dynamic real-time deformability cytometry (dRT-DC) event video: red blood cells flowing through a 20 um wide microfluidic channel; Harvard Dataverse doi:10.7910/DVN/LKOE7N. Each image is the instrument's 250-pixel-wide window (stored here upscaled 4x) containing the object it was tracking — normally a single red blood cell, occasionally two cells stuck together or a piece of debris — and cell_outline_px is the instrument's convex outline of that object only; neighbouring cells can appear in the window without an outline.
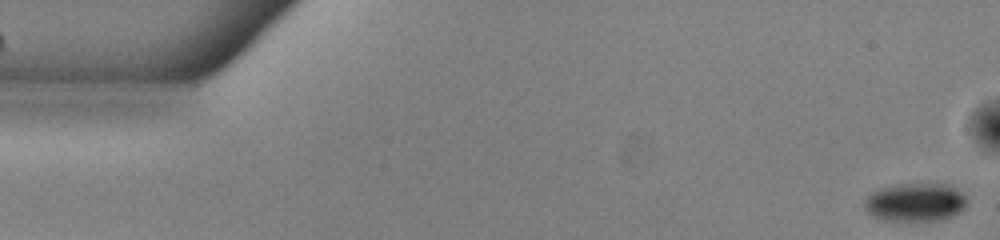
{"species": "common noctule bat (a hibernating species)", "species_latin": "Nyctalus noctula", "temperature_condition": "warm", "stored_images_in_passage": 53, "camera_frame_rate_fps": 3000, "um_per_image_px": 0.085, "animal": {"sex": "male", "body_mass_g": 13.0, "forearm_length_mm": 53.1}, "frame": {"image": 1, "passage_image": 1, "time_ms": 0.0, "image_size_px": [1000, 240], "cell_outline_px": [[968, 200], [964, 208], [960, 212], [944, 220], [916, 224], [880, 220], [872, 216], [864, 208], [864, 200], [872, 192], [880, 188], [900, 184], [952, 184]], "centroid_in_image_um": [77.8, 17.26], "position_along_channel_um": 7.2, "area_um2": 23.93}}
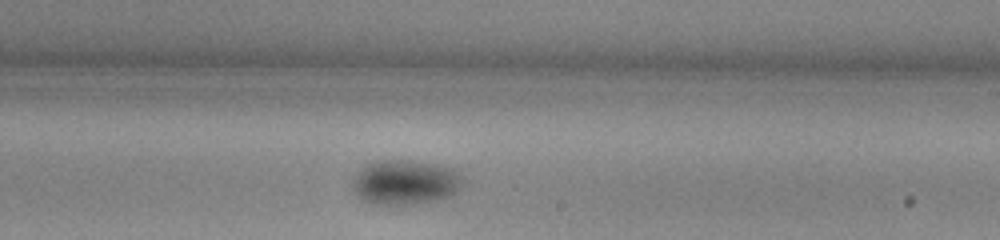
{"frame": {"image": 2, "passage_image": 31, "time_ms": 10.0, "image_size_px": [1000, 240], "cell_outline_px": [[464, 184], [460, 188], [448, 196], [440, 200], [412, 204], [372, 204], [364, 200], [352, 192], [352, 180], [356, 172], [364, 164], [376, 160], [412, 160], [436, 164], [452, 168], [460, 172], [464, 180]], "centroid_in_image_um": [34.42, 15.48], "position_along_channel_um": 254.6, "area_um2": 29.3}}
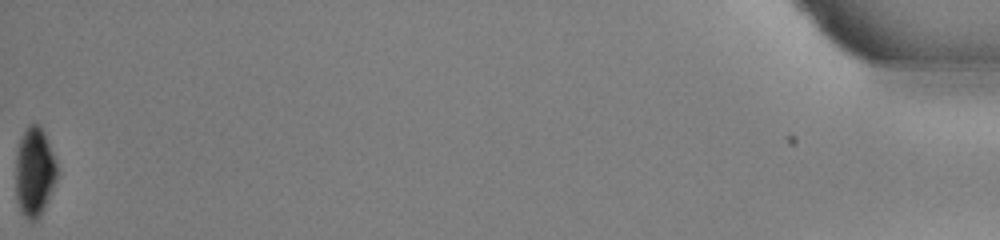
{"frame": {"image": 3, "passage_image": 53, "time_ms": 17.333, "image_size_px": [1000, 240], "cell_outline_px": [[56, 180], [44, 208], [40, 216], [36, 220], [28, 220], [20, 212], [16, 200], [16, 156], [20, 140], [28, 124], [40, 124], [44, 132], [56, 160]], "centroid_in_image_um": [2.92, 14.63], "position_along_channel_um": 432.3, "area_um2": 21.39}, "authors_computed_cell_mechanics": {"area_um2": 26.4146, "velocity_mm_per_s": 3.8949, "shape_relaxation_time_tau1_ms": 6.0817, "shape_relaxation_time_tau2_ms": null, "deformation_change_tau1": 0.0888, "deformation_change_tau2": null}}